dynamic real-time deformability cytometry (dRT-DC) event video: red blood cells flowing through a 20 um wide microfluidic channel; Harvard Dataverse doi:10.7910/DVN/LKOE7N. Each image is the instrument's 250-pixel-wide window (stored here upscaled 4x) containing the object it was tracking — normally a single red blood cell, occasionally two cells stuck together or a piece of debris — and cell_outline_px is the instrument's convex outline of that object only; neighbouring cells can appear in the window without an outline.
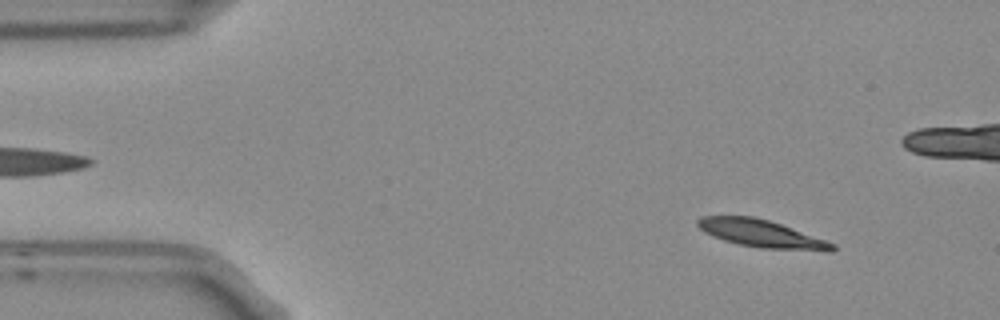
{"species": "Egyptian fruit bat (a non-hibernating species)", "species_latin": "Rousettus aegyptiacus", "temperature_condition": "room temperature", "stored_images_in_passage": 3, "camera_frame_rate_fps": 3000, "um_per_image_px": 0.085, "frame": {"image": 1, "passage_image": 1, "time_ms": 0.0, "image_size_px": [1000, 320], "cell_outline_px": [[836, 248], [832, 252], [828, 252], [760, 248], [740, 244], [724, 240], [712, 236], [704, 232], [696, 224], [696, 220], [700, 216], [756, 216], [780, 224], [836, 244]], "centroid_in_image_um": [64.72, 19.87], "position_along_channel_um": 20.3, "area_um2": 21.68}}